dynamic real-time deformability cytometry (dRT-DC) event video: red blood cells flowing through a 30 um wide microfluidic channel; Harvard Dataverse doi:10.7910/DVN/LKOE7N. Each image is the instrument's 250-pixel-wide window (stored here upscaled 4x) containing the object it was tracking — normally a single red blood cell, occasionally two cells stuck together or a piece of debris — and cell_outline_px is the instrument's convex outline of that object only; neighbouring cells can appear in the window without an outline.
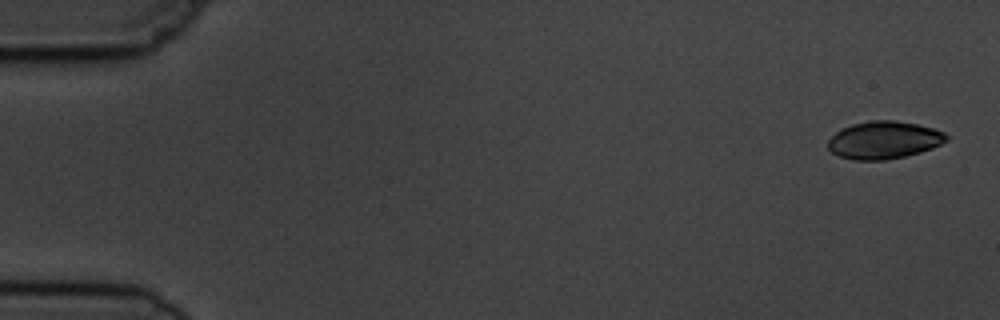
{"species": "common noctule bat (a hibernating species)", "species_latin": "Nyctalus noctula", "temperature_condition": "cold", "stored_images_in_passage": 4, "camera_frame_rate_fps": 3000, "um_per_image_px": 0.085, "animal": {"sex": "male", "body_mass_g": 19.5, "forearm_length_mm": 54.6}, "frame": {"image": 1, "passage_image": 1, "time_ms": 0.0, "image_size_px": [1000, 320], "cell_outline_px": [[948, 140], [932, 148], [920, 152], [904, 156], [884, 160], [852, 160], [840, 156], [832, 152], [828, 148], [828, 140], [840, 128], [852, 124], [872, 120], [896, 120], [916, 124], [932, 128], [944, 132], [948, 136]], "centroid_in_image_um": [75.12, 11.9], "position_along_channel_um": 9.9, "area_um2": 25.89}}